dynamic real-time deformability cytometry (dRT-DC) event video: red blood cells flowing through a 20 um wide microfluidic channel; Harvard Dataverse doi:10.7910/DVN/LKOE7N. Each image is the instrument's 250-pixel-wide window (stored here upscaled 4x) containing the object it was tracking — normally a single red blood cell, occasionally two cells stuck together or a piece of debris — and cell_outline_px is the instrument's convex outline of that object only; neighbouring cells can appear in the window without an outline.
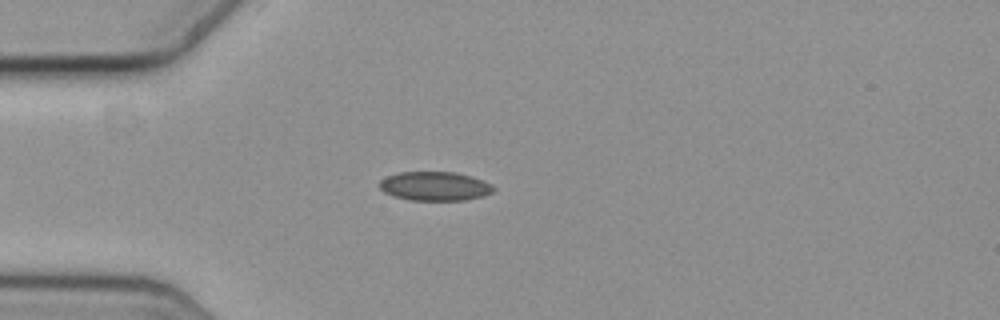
{"species": "common noctule bat (a hibernating species)", "species_latin": "Nyctalus noctula", "temperature_condition": "cold", "stored_images_in_passage": 51, "camera_frame_rate_fps": 3000, "um_per_image_px": 0.085, "animal": {"sex": "female", "body_mass_g": 19.3, "forearm_length_mm": 54.1}, "frame": {"image": 1, "passage_image": 10, "time_ms": 3.0, "image_size_px": [1000, 320], "cell_outline_px": [[496, 188], [492, 192], [484, 196], [464, 200], [408, 200], [392, 196], [384, 192], [380, 188], [380, 180], [388, 176], [400, 172], [456, 172], [492, 184]], "centroid_in_image_um": [36.95, 15.83], "position_along_channel_um": 48.1, "area_um2": 19.19}}
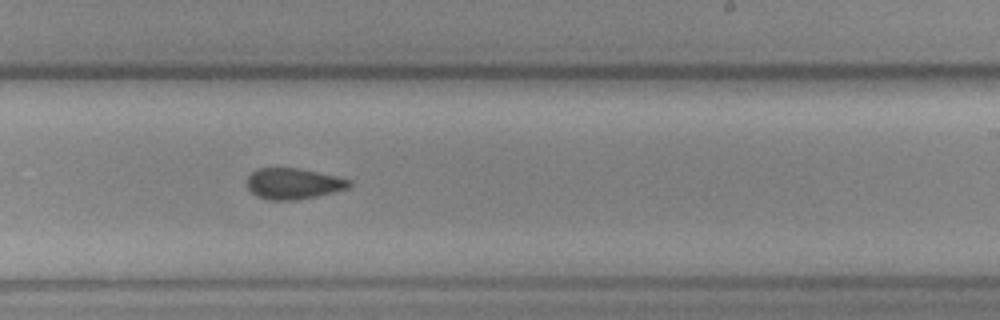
{"frame": {"image": 2, "passage_image": 29, "time_ms": 9.333, "image_size_px": [1000, 320], "cell_outline_px": [[352, 184], [348, 188], [316, 196], [296, 200], [268, 200], [256, 196], [248, 188], [248, 176], [256, 168], [296, 168], [336, 176], [352, 180]], "centroid_in_image_um": [24.93, 15.61], "position_along_channel_um": 264.1, "area_um2": 18.32}}
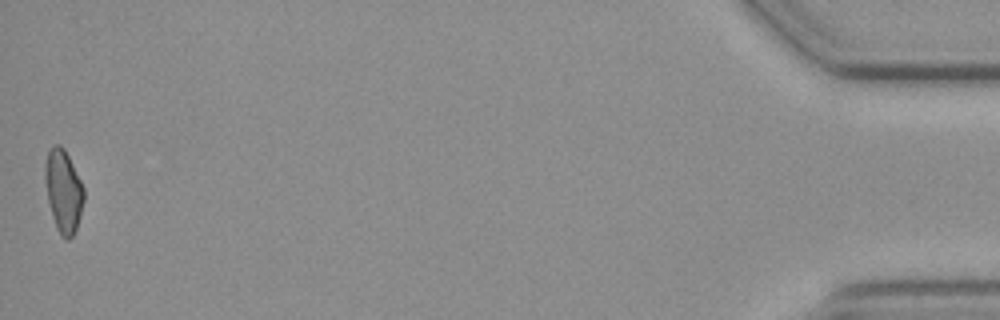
{"frame": {"image": 3, "passage_image": 51, "time_ms": 16.667, "image_size_px": [1000, 320], "cell_outline_px": [[84, 200], [80, 216], [76, 228], [72, 236], [68, 240], [64, 240], [60, 236], [56, 228], [52, 216], [48, 200], [44, 180], [44, 164], [48, 152], [52, 144], [60, 144], [64, 148], [84, 188]], "centroid_in_image_um": [5.37, 16.24], "position_along_channel_um": 429.8, "area_um2": 18.79}, "authors_computed_cell_mechanics": {"area_um2": 18.785, "velocity_mm_per_s": 3.6516, "shape_relaxation_time_tau1_ms": 8.4481, "shape_relaxation_time_tau2_ms": 4.2661, "deformation_change_tau1": 0.095, "deformation_change_tau2": 0.0799}}